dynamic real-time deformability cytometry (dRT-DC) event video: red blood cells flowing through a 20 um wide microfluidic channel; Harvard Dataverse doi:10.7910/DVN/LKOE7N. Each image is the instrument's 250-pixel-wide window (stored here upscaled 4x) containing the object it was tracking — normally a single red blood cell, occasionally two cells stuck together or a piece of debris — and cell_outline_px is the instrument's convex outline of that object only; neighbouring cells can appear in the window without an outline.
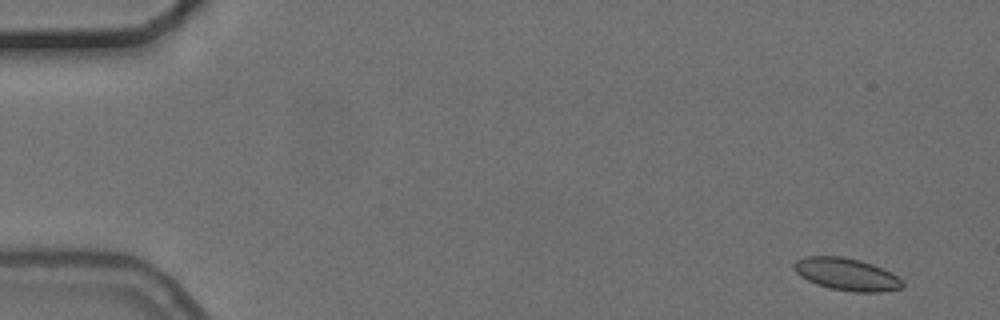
{"species": "common noctule bat (a hibernating species)", "species_latin": "Nyctalus noctula", "temperature_condition": "cold", "stored_images_in_passage": 4, "camera_frame_rate_fps": 3000, "um_per_image_px": 0.085, "animal": {"sex": "female", "body_mass_g": 24.6, "forearm_length_mm": 56.2}, "frame": {"image": 1, "passage_image": 1, "time_ms": 0.0, "image_size_px": [1000, 320], "cell_outline_px": [[904, 284], [900, 288], [880, 292], [852, 292], [828, 288], [816, 284], [800, 276], [792, 268], [792, 264], [796, 260], [804, 256], [840, 256], [860, 260], [872, 264], [896, 276]], "centroid_in_image_um": [71.88, 23.31], "position_along_channel_um": 13.1, "area_um2": 20.35}}
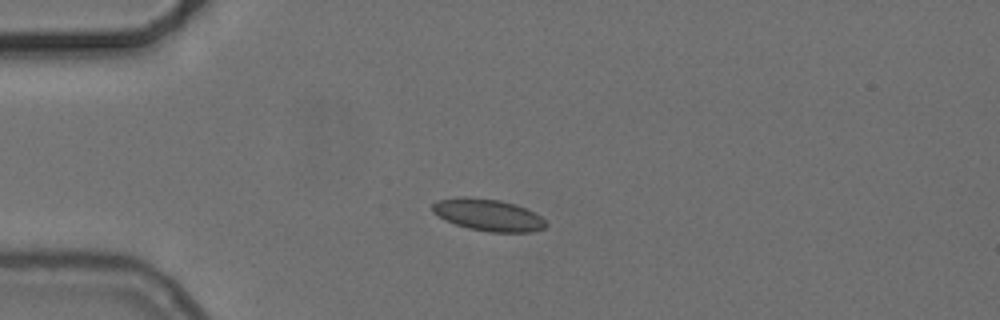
{"frame": {"image": 2, "passage_image": 4, "time_ms": 3.667, "image_size_px": [1000, 320], "cell_outline_px": [[548, 224], [544, 228], [532, 232], [488, 232], [468, 228], [444, 220], [432, 212], [432, 204], [436, 200], [456, 196], [464, 196], [500, 200], [516, 204], [540, 216]], "centroid_in_image_um": [41.44, 18.26], "position_along_channel_um": 43.6, "area_um2": 21.27}}